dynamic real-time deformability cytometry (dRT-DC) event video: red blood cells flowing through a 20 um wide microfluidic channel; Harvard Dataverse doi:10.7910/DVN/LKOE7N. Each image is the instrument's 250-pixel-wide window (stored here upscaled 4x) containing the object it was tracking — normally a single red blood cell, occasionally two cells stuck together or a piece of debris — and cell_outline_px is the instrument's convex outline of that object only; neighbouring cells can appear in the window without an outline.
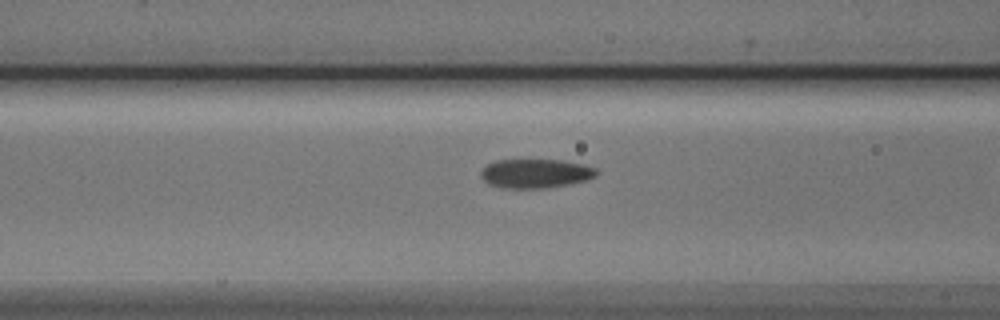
{"species": "Egyptian fruit bat (a non-hibernating species)", "species_latin": "Rousettus aegyptiacus", "temperature_condition": "cold", "stored_images_in_passage": 14, "camera_frame_rate_fps": 3000, "um_per_image_px": 0.085, "animal": {"sex": "male"}, "frame": {"image": 1, "passage_image": 12, "time_ms": 3.667, "image_size_px": [1000, 320], "cell_outline_px": [[596, 176], [588, 180], [568, 184], [544, 188], [500, 188], [488, 184], [480, 176], [480, 172], [488, 164], [496, 160], [560, 160], [580, 164], [596, 168]], "centroid_in_image_um": [45.49, 14.75], "position_along_channel_um": 121.1, "area_um2": 19.48}}